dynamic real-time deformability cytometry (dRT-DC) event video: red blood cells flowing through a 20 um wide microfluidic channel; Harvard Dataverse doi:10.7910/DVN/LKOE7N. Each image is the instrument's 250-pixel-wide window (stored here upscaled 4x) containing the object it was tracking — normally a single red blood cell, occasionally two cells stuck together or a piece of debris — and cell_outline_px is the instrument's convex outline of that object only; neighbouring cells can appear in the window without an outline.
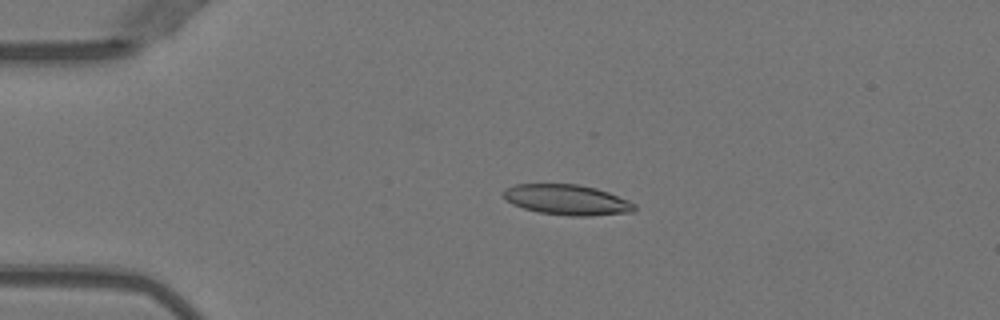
{"species": "Egyptian fruit bat (a non-hibernating species)", "species_latin": "Rousettus aegyptiacus", "temperature_condition": "warm", "stored_images_in_passage": 34, "camera_frame_rate_fps": 3000, "um_per_image_px": 0.085, "animal": {"sex": "female"}, "frame": {"image": 1, "passage_image": 11, "time_ms": 3.333, "image_size_px": [1000, 320], "cell_outline_px": [[636, 208], [632, 212], [592, 216], [572, 216], [540, 212], [524, 208], [512, 204], [504, 200], [504, 188], [516, 184], [576, 184], [596, 188], [608, 192], [628, 200], [636, 204]], "centroid_in_image_um": [48.2, 16.98], "position_along_channel_um": 36.8, "area_um2": 23.18}}
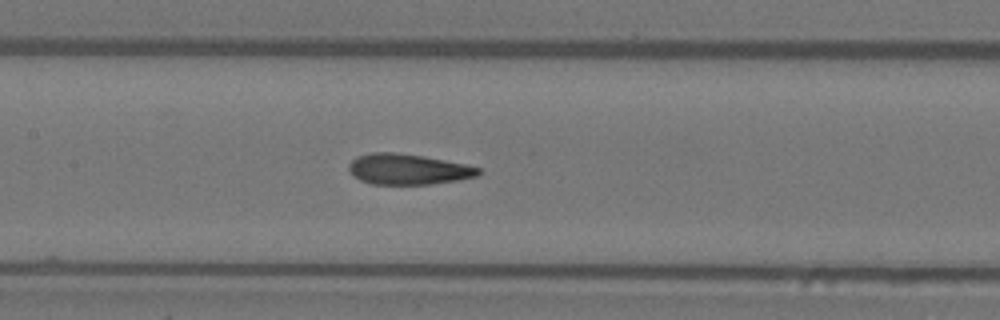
{"frame": {"image": 2, "passage_image": 24, "time_ms": 7.667, "image_size_px": [1000, 320], "cell_outline_px": [[484, 172], [480, 176], [456, 180], [428, 184], [372, 184], [360, 180], [348, 168], [348, 164], [356, 156], [372, 152], [392, 152], [424, 156], [468, 164], [480, 168]], "centroid_in_image_um": [34.74, 14.37], "position_along_channel_um": 172.7, "area_um2": 23.24}}
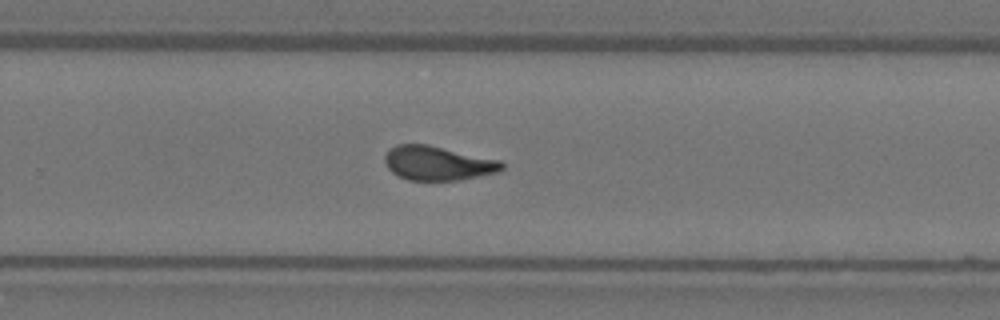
{"frame": {"image": 3, "passage_image": 33, "time_ms": 10.667, "image_size_px": [1000, 320], "cell_outline_px": [[504, 168], [500, 172], [456, 180], [408, 180], [392, 172], [388, 168], [384, 160], [384, 156], [388, 148], [396, 144], [428, 144], [500, 160], [504, 164]], "centroid_in_image_um": [37.2, 13.86], "position_along_channel_um": 292.6, "area_um2": 23.41}}